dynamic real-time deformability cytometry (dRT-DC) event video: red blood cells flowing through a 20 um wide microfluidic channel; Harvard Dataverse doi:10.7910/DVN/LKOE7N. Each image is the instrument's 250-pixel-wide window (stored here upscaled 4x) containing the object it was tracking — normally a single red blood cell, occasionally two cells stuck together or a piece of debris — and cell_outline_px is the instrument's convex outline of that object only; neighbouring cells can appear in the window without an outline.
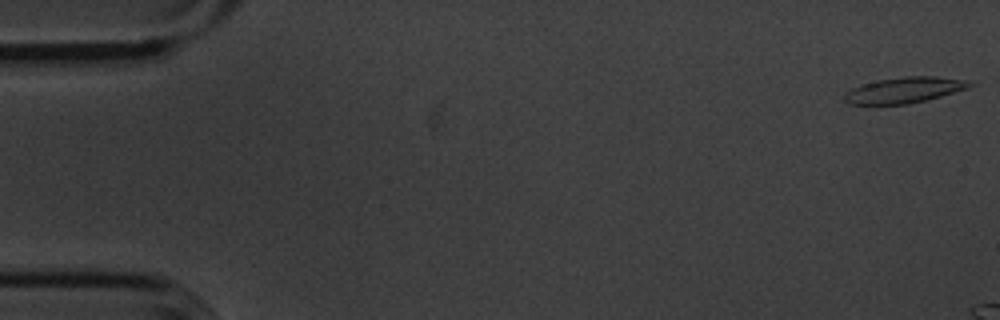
{"species": "common noctule bat (a hibernating species)", "species_latin": "Nyctalus noctula", "temperature_condition": "cold", "stored_images_in_passage": 9, "camera_frame_rate_fps": 3000, "um_per_image_px": 0.085, "animal": {"sex": "male", "body_mass_g": 20.1, "forearm_length_mm": 53.5}, "frame": {"image": 1, "passage_image": 1, "time_ms": 0.0, "image_size_px": [1000, 320], "cell_outline_px": [[972, 84], [968, 88], [940, 96], [908, 104], [848, 104], [844, 100], [844, 92], [860, 84], [880, 80], [904, 76], [936, 76], [960, 80]], "centroid_in_image_um": [76.77, 7.66], "position_along_channel_um": 8.2, "area_um2": 18.5}}